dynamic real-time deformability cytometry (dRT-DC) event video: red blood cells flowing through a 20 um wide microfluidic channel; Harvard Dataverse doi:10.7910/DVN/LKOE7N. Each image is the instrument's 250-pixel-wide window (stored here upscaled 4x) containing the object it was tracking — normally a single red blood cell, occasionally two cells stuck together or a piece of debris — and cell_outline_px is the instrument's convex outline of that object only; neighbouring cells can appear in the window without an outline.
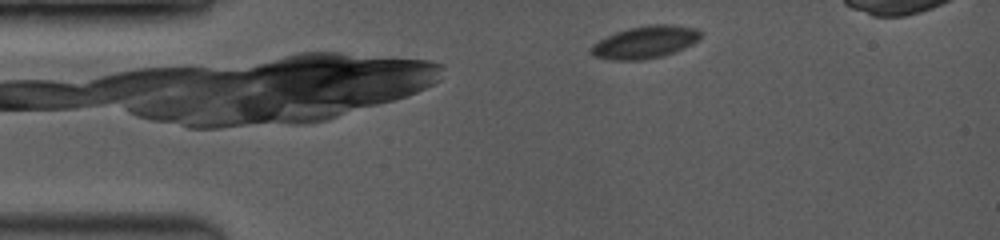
{"species": "common noctule bat (a hibernating species)", "species_latin": "Nyctalus noctula", "temperature_condition": "room temperature", "stored_images_in_passage": 5, "segment_of_instrument_passage": [1, 2], "camera_frame_rate_fps": 3500, "um_per_image_px": 0.085, "animal": {"sex": "female", "body_mass_g": 19.0, "forearm_length_mm": 53.3}, "frame": {"image": 1, "passage_image": 2, "time_ms": 0.857, "image_size_px": [1000, 240], "cell_outline_px": [[704, 32], [692, 44], [684, 48], [664, 56], [640, 60], [612, 60], [592, 56], [588, 52], [588, 48], [600, 40], [616, 32], [632, 28], [656, 24], [668, 24], [696, 28]], "centroid_in_image_um": [54.82, 3.6], "position_along_channel_um": 30.2, "area_um2": 20.58}}